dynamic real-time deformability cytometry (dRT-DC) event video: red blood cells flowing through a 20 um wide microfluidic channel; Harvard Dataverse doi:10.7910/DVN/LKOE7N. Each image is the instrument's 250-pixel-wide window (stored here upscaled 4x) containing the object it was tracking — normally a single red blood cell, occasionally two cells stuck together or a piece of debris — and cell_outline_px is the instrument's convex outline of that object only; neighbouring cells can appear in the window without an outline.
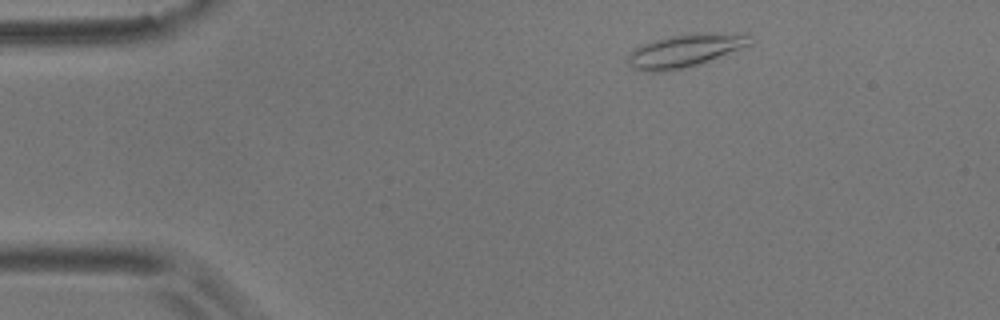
{"species": "common noctule bat (a hibernating species)", "species_latin": "Nyctalus noctula", "temperature_condition": "room temperature", "stored_images_in_passage": 49, "camera_frame_rate_fps": 3000, "um_per_image_px": 0.085, "animal": {"sex": "male", "body_mass_g": 17.9}, "frame": {"image": 1, "passage_image": 2, "time_ms": 0.333, "image_size_px": [1000, 320], "cell_outline_px": [[752, 44], [708, 60], [696, 64], [680, 68], [660, 72], [648, 72], [636, 68], [628, 64], [628, 56], [636, 48], [652, 40], [672, 36], [696, 32], [700, 32], [744, 36]], "centroid_in_image_um": [58.11, 4.31], "position_along_channel_um": 26.9, "area_um2": 22.25}}
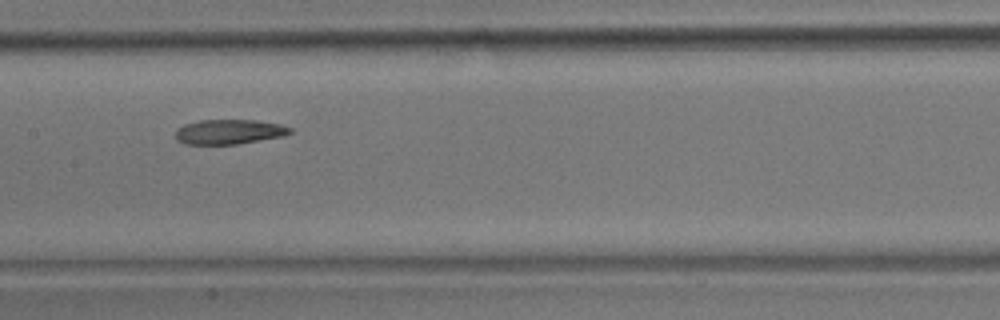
{"frame": {"image": 2, "passage_image": 21, "time_ms": 6.667, "image_size_px": [1000, 320], "cell_outline_px": [[292, 132], [284, 136], [236, 144], [184, 144], [176, 140], [176, 128], [184, 124], [200, 120], [256, 120], [280, 124], [292, 128]], "centroid_in_image_um": [19.46, 11.2], "position_along_channel_um": 187.9, "area_um2": 16.59}}
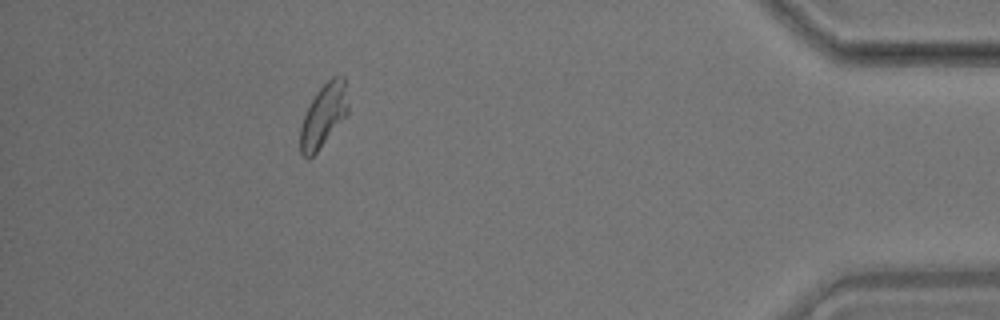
{"frame": {"image": 3, "passage_image": 44, "time_ms": 14.333, "image_size_px": [1000, 320], "cell_outline_px": [[348, 112], [316, 152], [308, 160], [300, 152], [300, 128], [304, 116], [316, 92], [332, 76], [344, 76], [348, 104]], "centroid_in_image_um": [27.49, 9.8], "position_along_channel_um": 407.7, "area_um2": 17.11}, "authors_computed_cell_mechanics": {"area_um2": 17.5712, "velocity_mm_per_s": 3.5379, "shape_relaxation_time_tau1_ms": 5.214, "shape_relaxation_time_tau2_ms": 5.0937, "deformation_change_tau1": 0.1694, "deformation_change_tau2": 0.1146}}